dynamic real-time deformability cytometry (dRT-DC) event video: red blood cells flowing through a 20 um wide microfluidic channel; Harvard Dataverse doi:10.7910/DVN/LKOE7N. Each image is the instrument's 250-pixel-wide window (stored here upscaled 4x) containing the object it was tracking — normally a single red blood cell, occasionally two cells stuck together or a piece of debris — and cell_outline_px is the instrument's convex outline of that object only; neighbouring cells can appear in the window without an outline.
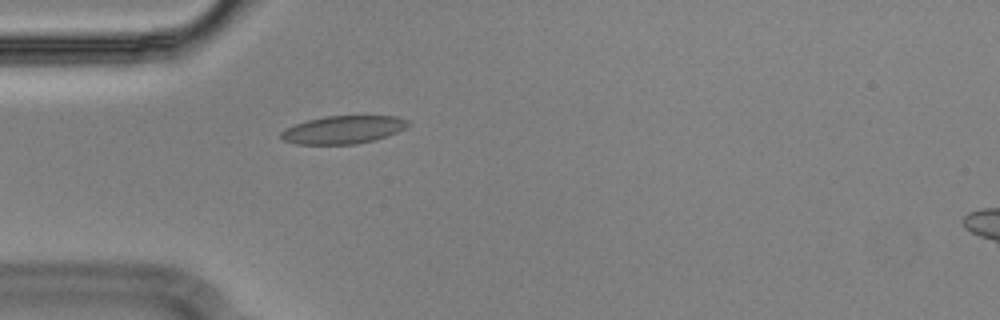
{"species": "Egyptian fruit bat (a non-hibernating species)", "species_latin": "Rousettus aegyptiacus", "temperature_condition": "cold", "stored_images_in_passage": 42, "camera_frame_rate_fps": 3000, "um_per_image_px": 0.085, "animal": {"sex": "male"}, "frame": {"image": 1, "passage_image": 2, "time_ms": 0.333, "image_size_px": [1000, 320], "cell_outline_px": [[412, 124], [396, 132], [376, 140], [356, 144], [296, 144], [284, 140], [280, 136], [280, 132], [284, 128], [308, 120], [324, 116], [396, 116], [408, 120]], "centroid_in_image_um": [29.17, 11.02], "position_along_channel_um": 55.8, "area_um2": 20.69}}
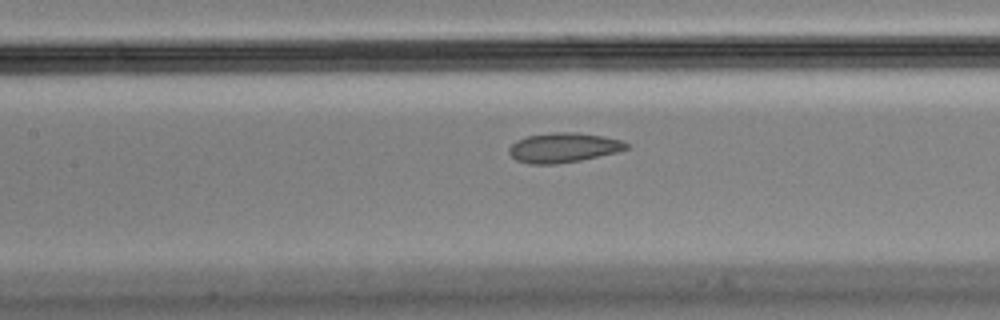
{"frame": {"image": 2, "passage_image": 11, "time_ms": 3.333, "image_size_px": [1000, 320], "cell_outline_px": [[628, 148], [616, 152], [580, 160], [556, 164], [532, 164], [516, 160], [508, 152], [508, 148], [516, 140], [528, 136], [552, 132], [576, 132], [600, 136], [620, 140], [628, 144]], "centroid_in_image_um": [47.84, 12.55], "position_along_channel_um": 159.6, "area_um2": 20.06}}
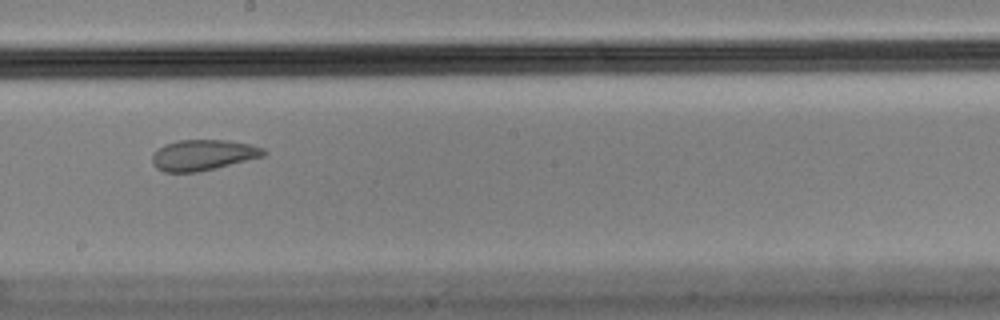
{"frame": {"image": 3, "passage_image": 17, "time_ms": 5.333, "image_size_px": [1000, 320], "cell_outline_px": [[268, 152], [264, 156], [216, 168], [196, 172], [164, 172], [156, 168], [152, 164], [152, 152], [156, 148], [164, 144], [176, 140], [228, 140], [248, 144], [264, 148]], "centroid_in_image_um": [17.21, 13.17], "position_along_channel_um": 231.0, "area_um2": 20.17}, "authors_computed_cell_mechanics": {"area_um2": 21.0392, "velocity_mm_per_s": 3.5989, "shape_relaxation_time_tau1_ms": null, "shape_relaxation_time_tau2_ms": 1.2278, "deformation_change_tau1": null, "deformation_change_tau2": 0.062}}